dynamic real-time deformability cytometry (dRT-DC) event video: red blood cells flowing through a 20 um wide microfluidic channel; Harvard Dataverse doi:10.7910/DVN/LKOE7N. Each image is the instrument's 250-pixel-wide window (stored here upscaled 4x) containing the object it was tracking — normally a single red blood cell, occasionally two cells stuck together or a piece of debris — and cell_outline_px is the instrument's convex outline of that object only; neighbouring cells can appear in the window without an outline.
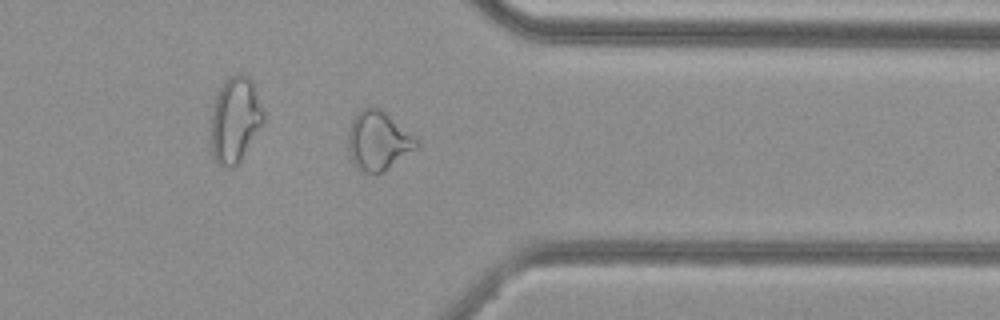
{"species": "common noctule bat (a hibernating species)", "species_latin": "Nyctalus noctula", "temperature_condition": "cold", "stored_images_in_passage": 39, "camera_frame_rate_fps": 3000, "um_per_image_px": 0.085, "animal": {"sex": "female", "body_mass_g": 29.2, "forearm_length_mm": 56.3}, "frame": {"image": 1, "passage_image": 28, "time_ms": 9.0, "image_size_px": [1000, 320], "cell_outline_px": [[420, 148], [384, 172], [364, 172], [356, 168], [348, 152], [348, 132], [352, 120], [356, 112], [360, 108], [372, 104], [380, 108], [416, 136], [420, 140]], "centroid_in_image_um": [32.19, 11.94], "position_along_channel_um": 379.2, "area_um2": 24.33}, "authors_computed_cell_mechanics": {"area_um2": 21.7328, "velocity_mm_per_s": 3.7872, "shape_relaxation_time_tau1_ms": null, "shape_relaxation_time_tau2_ms": 2.2356, "deformation_change_tau1": null, "deformation_change_tau2": 0.085}}